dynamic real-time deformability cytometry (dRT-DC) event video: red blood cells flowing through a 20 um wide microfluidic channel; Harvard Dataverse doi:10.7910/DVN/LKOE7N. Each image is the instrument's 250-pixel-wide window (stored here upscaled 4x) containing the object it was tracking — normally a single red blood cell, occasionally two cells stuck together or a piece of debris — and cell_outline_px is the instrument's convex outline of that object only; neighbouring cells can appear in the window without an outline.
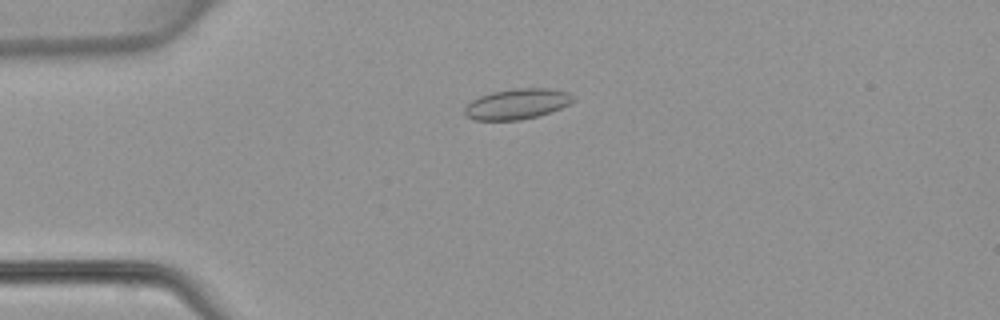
{"species": "common noctule bat (a hibernating species)", "species_latin": "Nyctalus noctula", "temperature_condition": "warm", "stored_images_in_passage": 48, "camera_frame_rate_fps": 3000, "um_per_image_px": 0.085, "animal": {"sex": "female", "body_mass_g": 22.7, "forearm_length_mm": 54.2}, "frame": {"image": 1, "passage_image": 12, "time_ms": 3.667, "image_size_px": [1000, 320], "cell_outline_px": [[576, 100], [560, 108], [536, 116], [520, 120], [472, 120], [464, 112], [464, 108], [472, 100], [480, 96], [492, 92], [512, 88], [548, 88], [568, 92], [576, 96]], "centroid_in_image_um": [43.96, 8.82], "position_along_channel_um": 41.0, "area_um2": 19.25}}
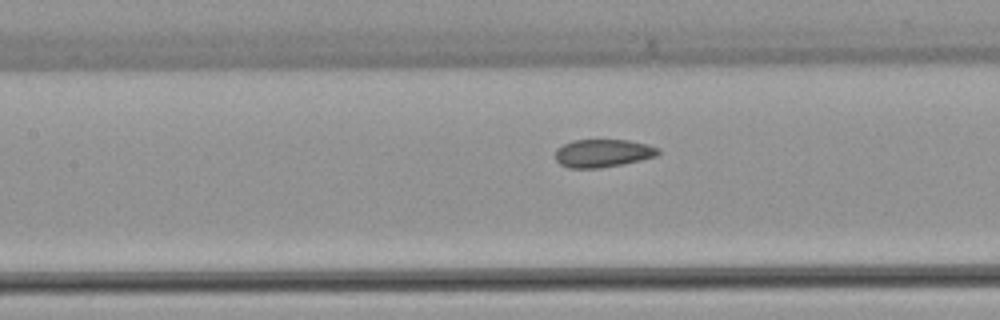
{"frame": {"image": 2, "passage_image": 22, "time_ms": 7.0, "image_size_px": [1000, 320], "cell_outline_px": [[660, 152], [656, 156], [624, 164], [600, 168], [568, 168], [560, 164], [556, 160], [556, 148], [572, 140], [628, 140], [648, 144], [660, 148]], "centroid_in_image_um": [51.25, 13.02], "position_along_channel_um": 156.2, "area_um2": 16.88}}
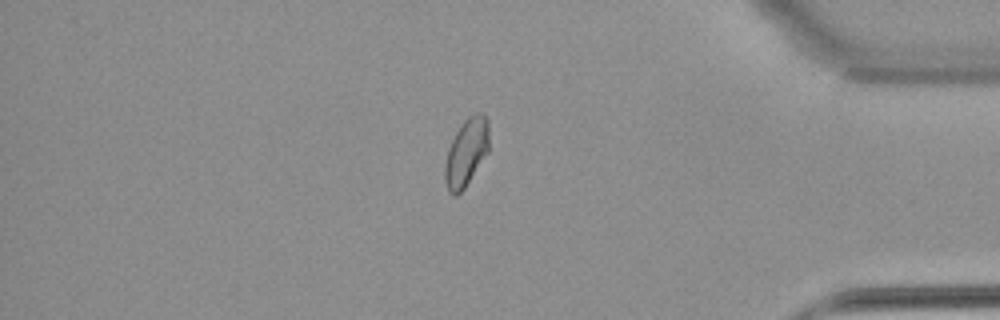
{"frame": {"image": 3, "passage_image": 41, "time_ms": 13.333, "image_size_px": [1000, 320], "cell_outline_px": [[488, 152], [464, 188], [456, 196], [452, 196], [448, 192], [444, 180], [444, 164], [448, 148], [456, 132], [464, 120], [468, 116], [476, 112], [480, 112], [488, 120]], "centroid_in_image_um": [39.61, 12.97], "position_along_channel_um": 395.6, "area_um2": 17.4}}